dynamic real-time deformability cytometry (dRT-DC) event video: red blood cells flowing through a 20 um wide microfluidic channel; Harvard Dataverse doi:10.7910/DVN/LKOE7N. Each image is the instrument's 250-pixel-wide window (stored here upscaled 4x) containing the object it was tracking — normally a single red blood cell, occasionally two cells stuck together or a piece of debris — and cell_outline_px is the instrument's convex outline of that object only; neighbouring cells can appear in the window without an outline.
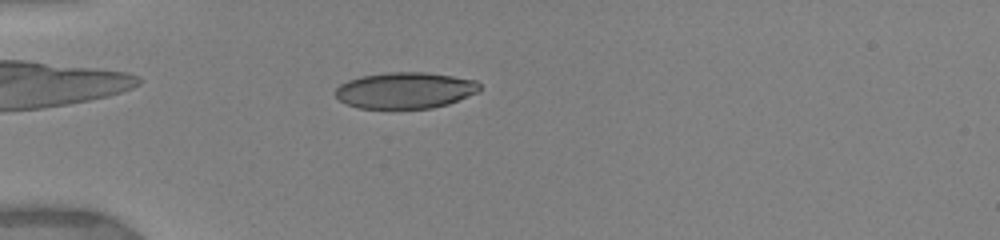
{"species": "human", "species_latin": "Homo sapiens", "temperature_condition": "warm", "stored_images_in_passage": 12, "camera_frame_rate_fps": 3000, "um_per_image_px": 0.085, "donor": {"sex": "female"}, "frame": {"image": 1, "passage_image": 9, "time_ms": 5.0, "image_size_px": [1000, 240], "cell_outline_px": [[480, 92], [448, 104], [432, 108], [356, 108], [340, 100], [336, 96], [336, 88], [340, 84], [348, 80], [360, 76], [388, 72], [424, 72], [452, 76], [476, 80], [480, 84]], "centroid_in_image_um": [34.46, 7.68], "position_along_channel_um": 50.5, "area_um2": 30.52}}